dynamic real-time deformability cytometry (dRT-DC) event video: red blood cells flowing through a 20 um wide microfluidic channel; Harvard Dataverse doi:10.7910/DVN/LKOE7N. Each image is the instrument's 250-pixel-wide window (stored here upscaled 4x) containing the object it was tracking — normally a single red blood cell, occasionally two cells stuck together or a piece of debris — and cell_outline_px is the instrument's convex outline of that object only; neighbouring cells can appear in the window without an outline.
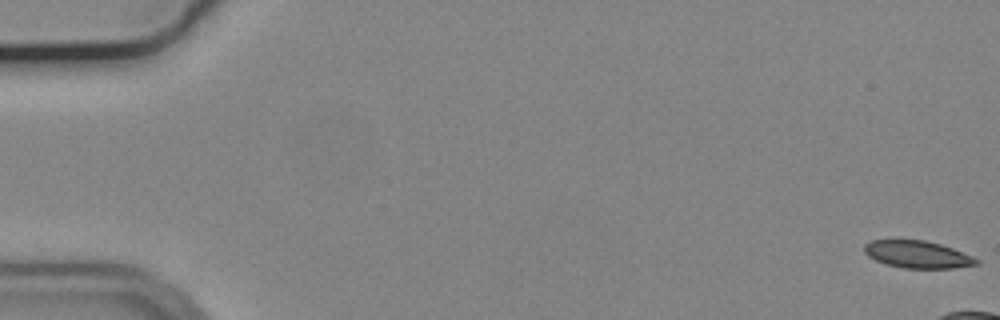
{"species": "common noctule bat (a hibernating species)", "species_latin": "Nyctalus noctula", "temperature_condition": "cold", "stored_images_in_passage": 14, "camera_frame_rate_fps": 3000, "um_per_image_px": 0.085, "animal": {"sex": "male", "body_mass_g": 19.2, "forearm_length_mm": 51.8}, "frame": {"image": 1, "passage_image": 1, "time_ms": 0.0, "image_size_px": [1000, 320], "cell_outline_px": [[980, 264], [952, 268], [904, 268], [888, 264], [876, 260], [868, 256], [864, 252], [864, 244], [872, 240], [924, 240], [940, 244], [952, 248], [972, 256], [980, 260]], "centroid_in_image_um": [78.0, 21.62], "position_along_channel_um": 7.0, "area_um2": 17.69}}